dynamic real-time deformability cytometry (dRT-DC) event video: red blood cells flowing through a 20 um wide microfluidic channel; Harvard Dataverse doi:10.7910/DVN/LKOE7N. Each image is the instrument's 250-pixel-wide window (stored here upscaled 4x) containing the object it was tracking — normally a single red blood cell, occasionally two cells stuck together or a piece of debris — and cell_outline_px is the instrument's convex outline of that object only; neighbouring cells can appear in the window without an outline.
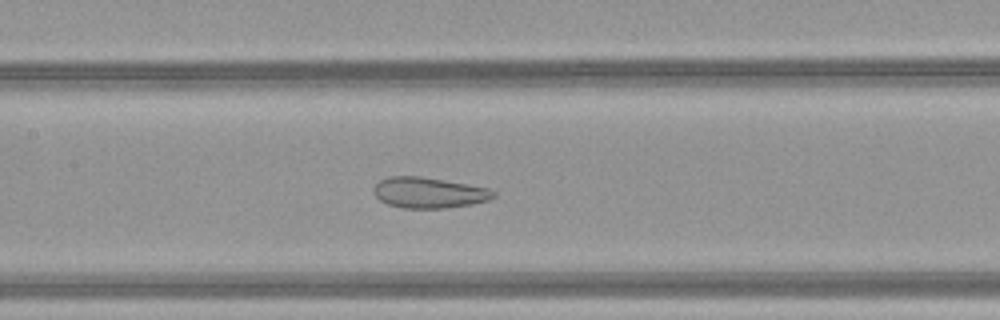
{"species": "common noctule bat (a hibernating species)", "species_latin": "Nyctalus noctula", "temperature_condition": "warm", "stored_images_in_passage": 41, "camera_frame_rate_fps": 3000, "um_per_image_px": 0.085, "animal": {"sex": "female", "body_mass_g": 21.9}, "frame": {"image": 1, "passage_image": 16, "time_ms": 5.0, "image_size_px": [1000, 320], "cell_outline_px": [[496, 196], [488, 200], [472, 204], [444, 208], [404, 208], [388, 204], [380, 200], [376, 196], [372, 188], [380, 180], [388, 176], [420, 176], [444, 180], [488, 188], [496, 192]], "centroid_in_image_um": [36.44, 16.37], "position_along_channel_um": 171.0, "area_um2": 21.39}}
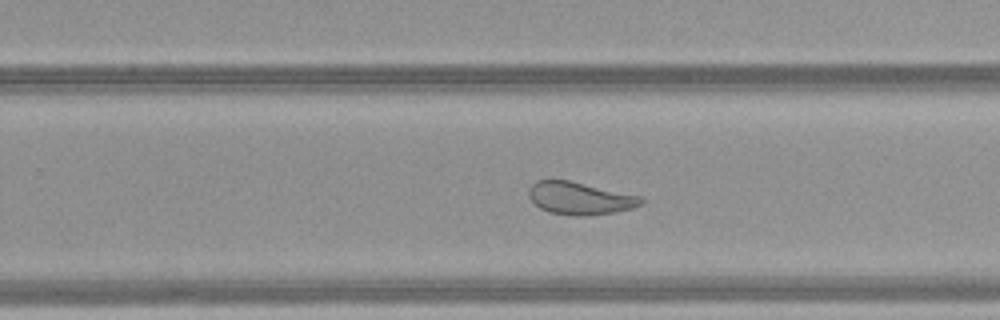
{"frame": {"image": 2, "passage_image": 24, "time_ms": 7.667, "image_size_px": [1000, 320], "cell_outline_px": [[644, 200], [640, 204], [632, 208], [616, 212], [584, 216], [572, 216], [548, 212], [540, 208], [528, 196], [528, 188], [536, 180], [568, 180], [640, 196]], "centroid_in_image_um": [49.25, 16.86], "position_along_channel_um": 280.5, "area_um2": 21.21}}
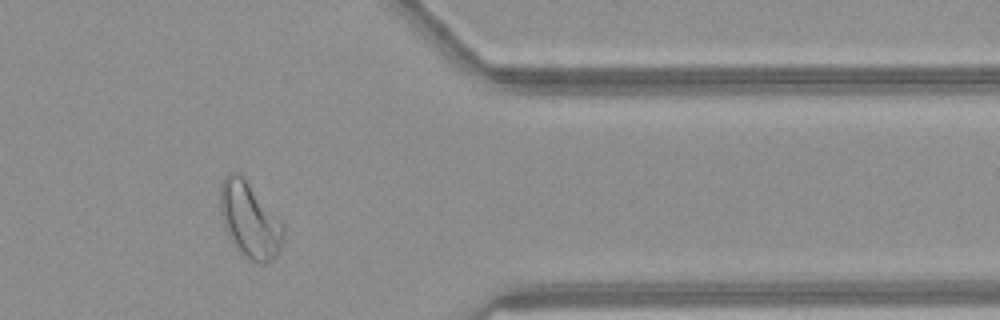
{"frame": {"image": 3, "passage_image": 33, "time_ms": 10.667, "image_size_px": [1000, 320], "cell_outline_px": [[284, 240], [280, 252], [272, 260], [264, 264], [260, 264], [248, 260], [236, 248], [228, 236], [220, 212], [220, 184], [224, 176], [228, 172], [236, 172], [248, 184], [284, 224]], "centroid_in_image_um": [21.23, 18.77], "position_along_channel_um": 390.2, "area_um2": 27.69}, "authors_computed_cell_mechanics": {"area_um2": 26.2412, "velocity_mm_per_s": 4.1357, "shape_relaxation_time_tau1_ms": null, "shape_relaxation_time_tau2_ms": 1.1054, "deformation_change_tau1": null, "deformation_change_tau2": 0.0814}}